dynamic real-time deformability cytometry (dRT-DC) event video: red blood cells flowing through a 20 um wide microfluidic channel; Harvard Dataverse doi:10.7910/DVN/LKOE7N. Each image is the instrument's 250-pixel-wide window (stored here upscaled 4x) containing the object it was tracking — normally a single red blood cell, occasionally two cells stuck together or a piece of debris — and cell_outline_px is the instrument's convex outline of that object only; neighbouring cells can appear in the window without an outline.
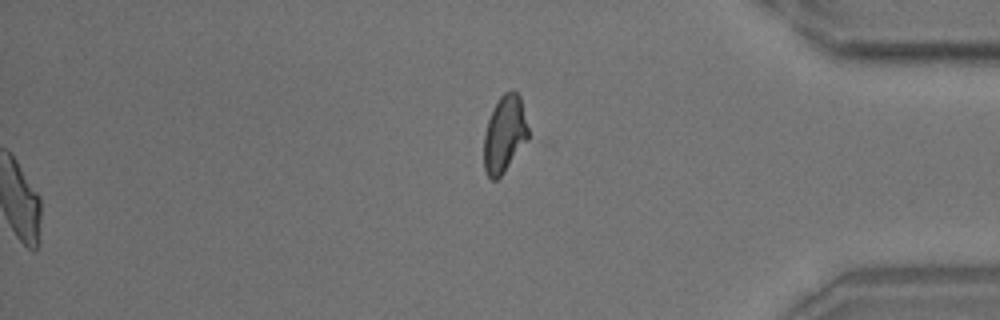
{"species": "common noctule bat (a hibernating species)", "species_latin": "Nyctalus noctula", "temperature_condition": "room temperature", "stored_images_in_passage": 55, "segment_of_instrument_passage": [2, 2], "camera_frame_rate_fps": 3000, "um_per_image_px": 0.085, "animal": {"sex": "male", "body_mass_g": 18.8}, "frame": {"image": 1, "passage_image": 55, "time_ms": 18.0, "image_size_px": [1000, 320], "cell_outline_px": [[528, 140], [504, 172], [496, 180], [492, 180], [488, 176], [484, 168], [484, 132], [492, 108], [500, 96], [504, 92], [512, 88], [520, 96], [528, 128]], "centroid_in_image_um": [42.88, 11.37], "position_along_channel_um": 392.3, "area_um2": 20.0}}